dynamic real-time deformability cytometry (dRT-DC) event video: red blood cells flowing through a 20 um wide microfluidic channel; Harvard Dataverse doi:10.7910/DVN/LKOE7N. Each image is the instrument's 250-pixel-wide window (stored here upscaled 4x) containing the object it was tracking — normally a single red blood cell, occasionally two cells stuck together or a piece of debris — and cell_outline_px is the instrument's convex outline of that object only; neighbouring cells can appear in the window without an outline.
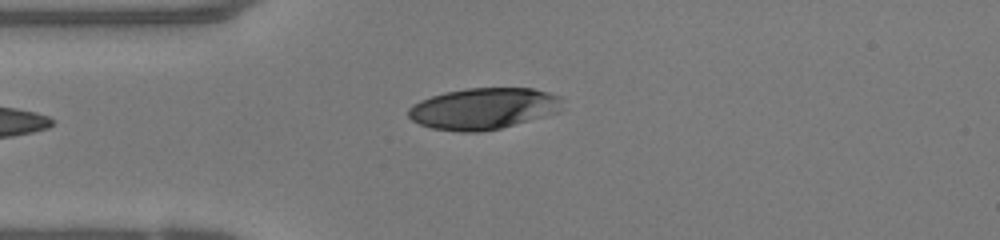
{"species": "human", "species_latin": "Homo sapiens", "temperature_condition": "warm", "stored_images_in_passage": 34, "camera_frame_rate_fps": 3000, "um_per_image_px": 0.085, "donor": {"sex": "female"}, "frame": {"image": 1, "passage_image": 1, "time_ms": 0.0, "image_size_px": [1000, 240], "cell_outline_px": [[564, 108], [560, 112], [500, 128], [480, 132], [460, 132], [432, 128], [420, 124], [412, 120], [408, 116], [408, 108], [412, 104], [420, 100], [444, 92], [464, 88], [532, 88], [548, 92], [560, 96]], "centroid_in_image_um": [41.11, 9.22], "position_along_channel_um": 43.9, "area_um2": 37.4}}
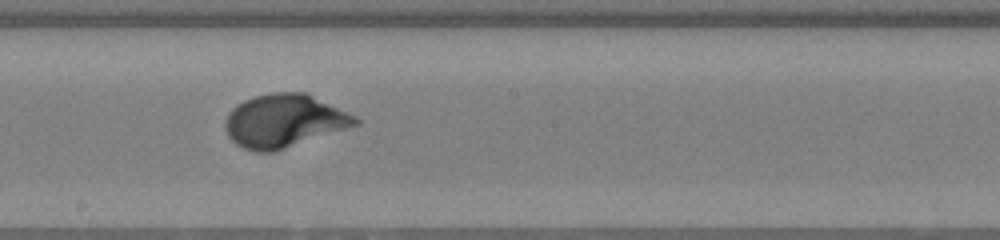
{"frame": {"image": 2, "passage_image": 15, "time_ms": 4.667, "image_size_px": [1000, 240], "cell_outline_px": [[360, 124], [272, 152], [256, 152], [244, 148], [236, 144], [228, 136], [224, 128], [224, 120], [228, 112], [236, 104], [244, 100], [256, 96], [272, 92], [304, 92], [360, 120]], "centroid_in_image_um": [24.06, 10.28], "position_along_channel_um": 224.1, "area_um2": 39.65}}
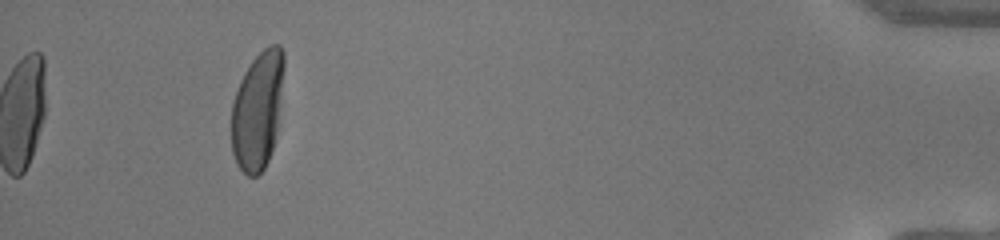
{"frame": {"image": 3, "passage_image": 34, "time_ms": 11.0, "image_size_px": [1000, 240], "cell_outline_px": [[284, 68], [276, 140], [268, 160], [264, 168], [256, 176], [248, 176], [236, 164], [232, 152], [232, 104], [240, 80], [244, 72], [252, 60], [268, 44], [280, 44], [284, 52]], "centroid_in_image_um": [21.91, 9.36], "position_along_channel_um": 413.3, "area_um2": 36.3}, "authors_computed_cell_mechanics": {"area_um2": 38.6971, "velocity_mm_per_s": 4.1515, "shape_relaxation_time_tau1_ms": 2.6992, "shape_relaxation_time_tau2_ms": null, "deformation_change_tau1": 0.1995, "deformation_change_tau2": null}}